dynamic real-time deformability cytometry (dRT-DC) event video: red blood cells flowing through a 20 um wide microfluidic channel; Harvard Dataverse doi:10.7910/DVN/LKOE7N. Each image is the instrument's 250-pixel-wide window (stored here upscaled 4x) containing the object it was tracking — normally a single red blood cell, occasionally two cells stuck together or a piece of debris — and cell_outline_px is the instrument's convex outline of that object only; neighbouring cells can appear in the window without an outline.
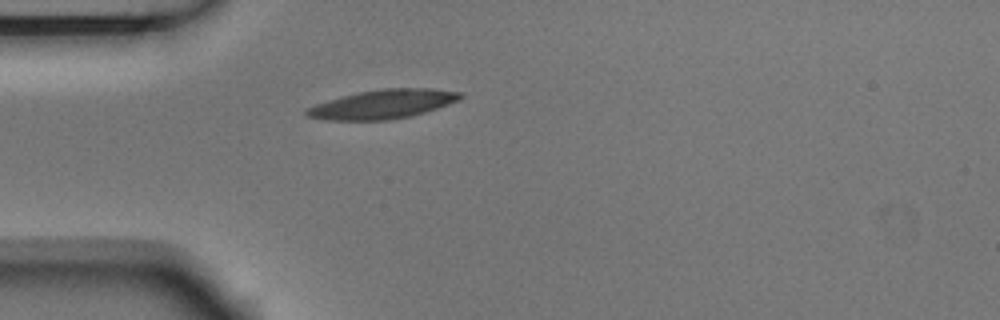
{"species": "Egyptian fruit bat (a non-hibernating species)", "species_latin": "Rousettus aegyptiacus", "temperature_condition": "room temperature", "stored_images_in_passage": 1, "camera_frame_rate_fps": 3000, "um_per_image_px": 0.085, "animal": {"sex": "male"}, "frame": {"image": 1, "passage_image": 1, "time_ms": 0.0, "image_size_px": [1000, 320], "cell_outline_px": [[464, 96], [460, 100], [412, 116], [388, 120], [328, 120], [308, 116], [304, 112], [304, 108], [328, 100], [360, 92], [384, 88], [432, 88], [464, 92]], "centroid_in_image_um": [32.58, 8.85], "position_along_channel_um": 52.4, "area_um2": 25.95}}